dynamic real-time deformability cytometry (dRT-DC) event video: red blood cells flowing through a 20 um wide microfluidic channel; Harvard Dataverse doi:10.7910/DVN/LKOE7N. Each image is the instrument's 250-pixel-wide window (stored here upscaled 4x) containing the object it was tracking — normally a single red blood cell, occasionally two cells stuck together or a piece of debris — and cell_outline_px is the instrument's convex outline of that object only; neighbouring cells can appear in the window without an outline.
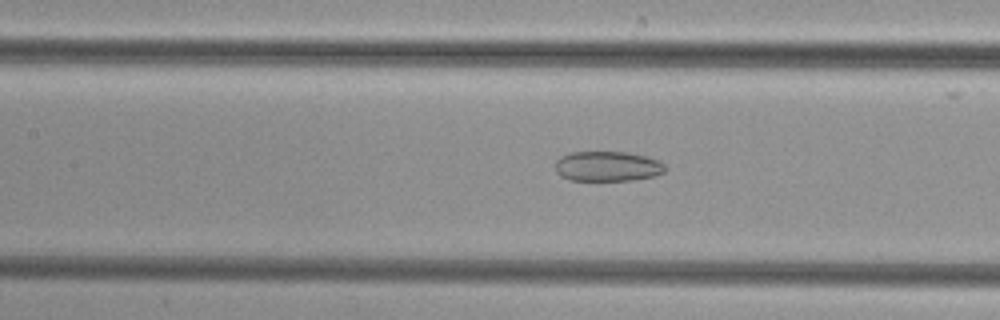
{"species": "common noctule bat (a hibernating species)", "species_latin": "Nyctalus noctula", "temperature_condition": "cold", "stored_images_in_passage": 38, "camera_frame_rate_fps": 3000, "um_per_image_px": 0.085, "animal": {"sex": "female", "body_mass_g": 29.2, "forearm_length_mm": 56.3}, "frame": {"image": 1, "passage_image": 17, "time_ms": 5.333, "image_size_px": [1000, 320], "cell_outline_px": [[668, 168], [664, 172], [656, 176], [632, 180], [568, 180], [560, 176], [556, 172], [556, 160], [560, 156], [572, 152], [628, 152], [648, 156], [660, 160]], "centroid_in_image_um": [51.68, 14.13], "position_along_channel_um": 155.7, "area_um2": 19.54}}
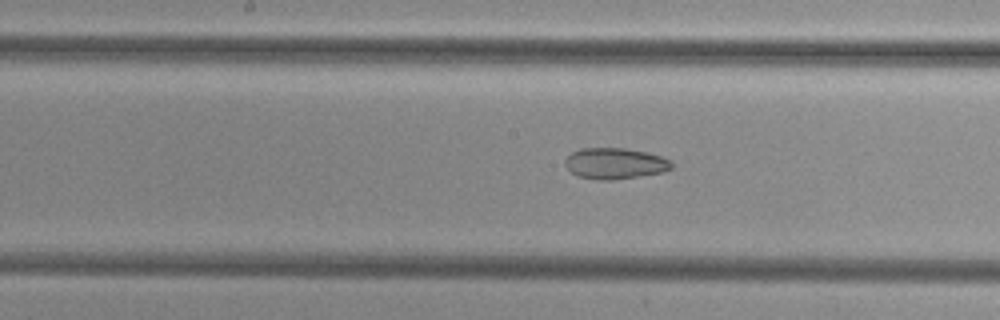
{"frame": {"image": 2, "passage_image": 20, "time_ms": 6.333, "image_size_px": [1000, 320], "cell_outline_px": [[672, 168], [660, 172], [612, 180], [600, 180], [576, 176], [564, 164], [564, 160], [572, 152], [580, 148], [624, 148], [648, 152], [660, 156], [668, 160], [672, 164]], "centroid_in_image_um": [52.22, 13.88], "position_along_channel_um": 196.0, "area_um2": 19.07}}